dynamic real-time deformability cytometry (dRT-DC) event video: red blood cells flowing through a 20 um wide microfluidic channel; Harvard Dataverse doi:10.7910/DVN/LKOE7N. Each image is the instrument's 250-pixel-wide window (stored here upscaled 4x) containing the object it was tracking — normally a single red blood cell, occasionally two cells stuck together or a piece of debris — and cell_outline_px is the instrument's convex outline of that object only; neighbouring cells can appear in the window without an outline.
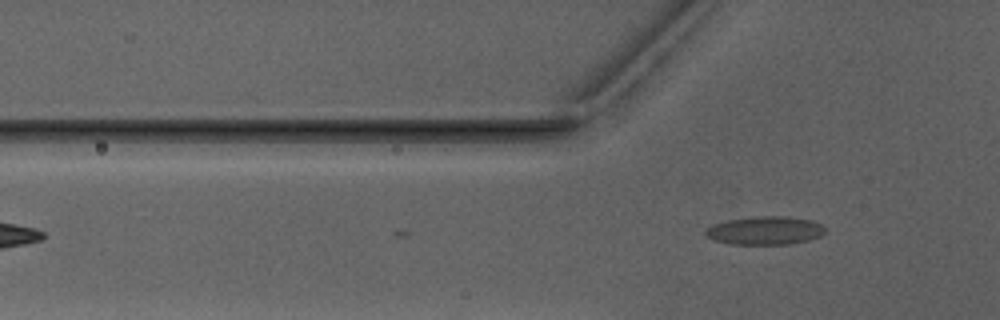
{"species": "Egyptian fruit bat (a non-hibernating species)", "species_latin": "Rousettus aegyptiacus", "temperature_condition": "warm", "stored_images_in_passage": 4, "camera_frame_rate_fps": 3000, "um_per_image_px": 0.085, "animal": {"sex": "male"}, "frame": {"image": 1, "passage_image": 4, "time_ms": 3.667, "image_size_px": [1000, 320], "cell_outline_px": [[824, 232], [820, 236], [808, 240], [788, 244], [732, 244], [712, 240], [704, 236], [704, 232], [712, 224], [728, 220], [756, 216], [784, 216], [812, 220], [824, 224]], "centroid_in_image_um": [65.01, 19.59], "position_along_channel_um": 60.8, "area_um2": 19.83}}